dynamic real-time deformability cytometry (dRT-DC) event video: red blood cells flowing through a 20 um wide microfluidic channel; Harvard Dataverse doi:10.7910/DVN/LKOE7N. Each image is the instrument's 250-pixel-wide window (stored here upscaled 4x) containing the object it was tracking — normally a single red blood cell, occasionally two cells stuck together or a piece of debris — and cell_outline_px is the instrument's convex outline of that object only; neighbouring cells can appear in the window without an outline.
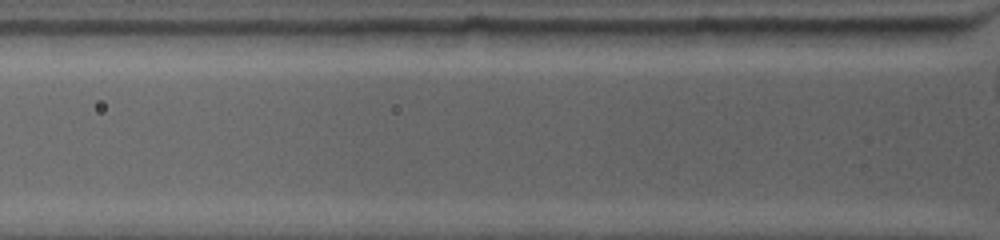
{"species": "common noctule bat (a hibernating species)", "species_latin": "Nyctalus noctula", "temperature_condition": "warm", "stored_images_in_passage": 2, "camera_frame_rate_fps": 4500, "um_per_image_px": 0.085, "animal": {"sex": "female", "body_mass_g": 19.0, "forearm_length_mm": 53.3}, "frame": {"image": 1, "passage_image": 2, "time_ms": 0.667, "image_size_px": [1000, 240], "cell_outline_px": [[832, 28], [824, 44], [816, 48], [740, 44], [732, 32], [732, 28]], "centroid_in_image_um": [66.53, 3.12], "position_along_channel_um": 59.3, "area_um2": 11.96}}